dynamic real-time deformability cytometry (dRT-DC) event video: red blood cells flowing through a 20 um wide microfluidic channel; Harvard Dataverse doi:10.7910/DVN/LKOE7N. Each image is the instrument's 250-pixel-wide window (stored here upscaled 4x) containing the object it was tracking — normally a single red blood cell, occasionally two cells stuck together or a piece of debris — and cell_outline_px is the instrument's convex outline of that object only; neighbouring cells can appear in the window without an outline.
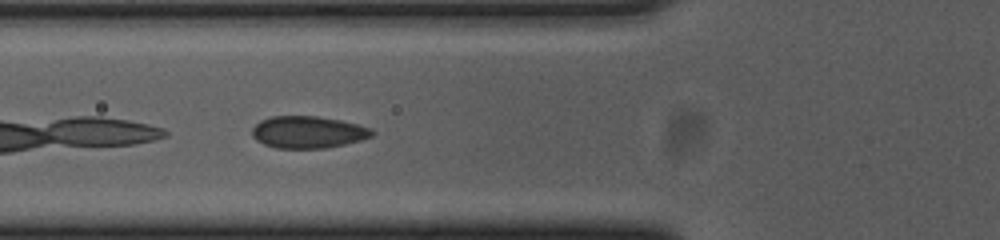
{"species": "common noctule bat (a hibernating species)", "species_latin": "Nyctalus noctula", "temperature_condition": "cold", "stored_images_in_passage": 10, "camera_frame_rate_fps": 3000, "um_per_image_px": 0.085, "animal": {"sex": "female", "body_mass_g": 23.0, "forearm_length_mm": 53.4}, "frame": {"image": 1, "passage_image": 4, "time_ms": 1.0, "image_size_px": [1000, 240], "cell_outline_px": [[376, 132], [372, 136], [360, 140], [344, 144], [324, 148], [276, 148], [264, 144], [256, 140], [252, 136], [252, 128], [260, 120], [268, 116], [316, 116], [340, 120], [372, 128]], "centroid_in_image_um": [26.16, 11.22], "position_along_channel_um": 99.6, "area_um2": 22.43}}
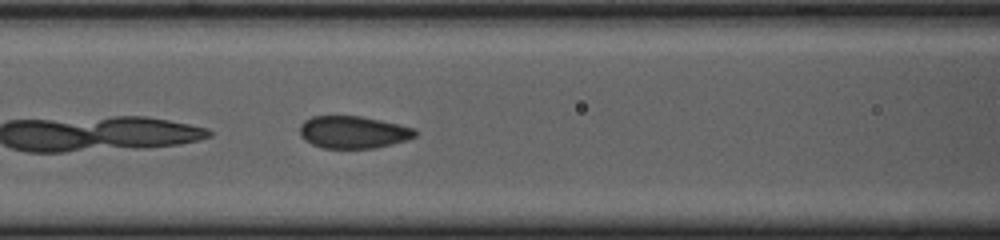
{"frame": {"image": 2, "passage_image": 7, "time_ms": 2.0, "image_size_px": [1000, 240], "cell_outline_px": [[420, 132], [416, 136], [408, 140], [376, 148], [324, 148], [312, 144], [300, 136], [300, 124], [304, 120], [312, 116], [360, 116], [380, 120], [416, 128]], "centroid_in_image_um": [30.06, 11.23], "position_along_channel_um": 136.5, "area_um2": 21.91}}